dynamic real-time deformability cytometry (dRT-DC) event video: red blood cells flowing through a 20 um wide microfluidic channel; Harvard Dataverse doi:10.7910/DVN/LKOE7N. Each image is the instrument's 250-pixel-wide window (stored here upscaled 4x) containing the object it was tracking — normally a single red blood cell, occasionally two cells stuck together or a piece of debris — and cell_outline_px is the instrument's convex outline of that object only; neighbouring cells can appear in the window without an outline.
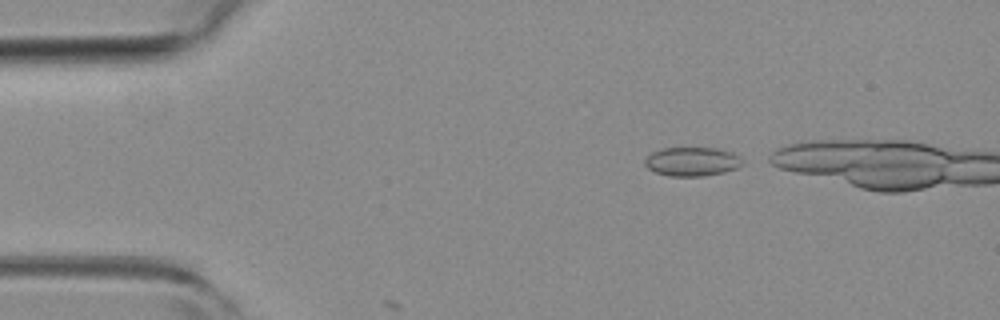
{"species": "common noctule bat (a hibernating species)", "species_latin": "Nyctalus noctula", "temperature_condition": "room temperature", "stored_images_in_passage": 4, "camera_frame_rate_fps": 3000, "um_per_image_px": 0.085, "animal": {"sex": "female", "body_mass_g": 19.3, "forearm_length_mm": 54.1}, "frame": {"image": 1, "passage_image": 1, "time_ms": 0.0, "image_size_px": [1000, 320], "cell_outline_px": [[744, 164], [736, 168], [724, 172], [704, 176], [668, 176], [656, 172], [648, 168], [644, 164], [644, 160], [652, 152], [664, 148], [716, 148], [732, 152], [740, 156], [744, 160]], "centroid_in_image_um": [58.86, 13.73], "position_along_channel_um": 26.1, "area_um2": 16.53}}